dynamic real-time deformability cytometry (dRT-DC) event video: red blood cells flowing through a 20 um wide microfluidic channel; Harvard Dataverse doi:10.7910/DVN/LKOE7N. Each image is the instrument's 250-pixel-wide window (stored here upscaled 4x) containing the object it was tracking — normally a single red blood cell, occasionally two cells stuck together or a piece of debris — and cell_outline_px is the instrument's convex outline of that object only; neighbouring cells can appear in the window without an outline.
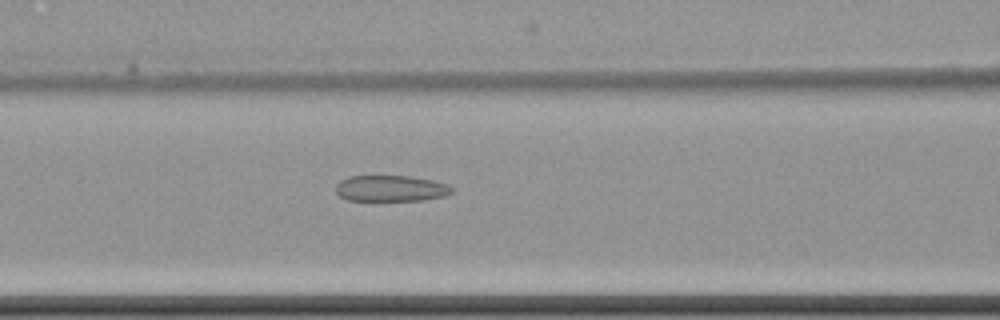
{"species": "common noctule bat (a hibernating species)", "species_latin": "Nyctalus noctula", "temperature_condition": "cold", "stored_images_in_passage": 8, "camera_frame_rate_fps": 3000, "um_per_image_px": 0.085, "animal": {"sex": "female", "body_mass_g": 22.7, "forearm_length_mm": 54.2}, "frame": {"image": 1, "passage_image": 8, "time_ms": 9.0, "image_size_px": [1000, 320], "cell_outline_px": [[452, 192], [444, 196], [424, 200], [348, 200], [340, 196], [336, 192], [336, 184], [340, 180], [348, 176], [408, 176], [432, 180], [448, 184], [452, 188]], "centroid_in_image_um": [33.2, 16.01], "position_along_channel_um": 133.4, "area_um2": 17.57}}